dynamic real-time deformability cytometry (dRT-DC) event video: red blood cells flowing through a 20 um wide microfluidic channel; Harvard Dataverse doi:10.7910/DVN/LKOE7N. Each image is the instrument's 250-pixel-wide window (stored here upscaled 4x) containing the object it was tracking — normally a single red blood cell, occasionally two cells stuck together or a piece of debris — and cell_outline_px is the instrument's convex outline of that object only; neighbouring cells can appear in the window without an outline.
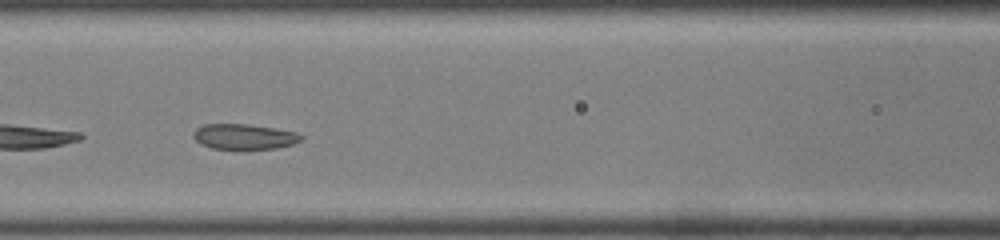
{"species": "common noctule bat (a hibernating species)", "species_latin": "Nyctalus noctula", "temperature_condition": "room temperature", "stored_images_in_passage": 33, "camera_frame_rate_fps": 3000, "um_per_image_px": 0.085, "animal": {"sex": "male", "body_mass_g": 19.0, "forearm_length_mm": 50.8}, "frame": {"image": 1, "passage_image": 13, "time_ms": 4.0, "image_size_px": [1000, 240], "cell_outline_px": [[304, 136], [300, 140], [292, 144], [276, 148], [212, 148], [200, 144], [192, 136], [192, 132], [196, 128], [204, 124], [248, 124], [296, 132]], "centroid_in_image_um": [20.71, 11.6], "position_along_channel_um": 145.9, "area_um2": 15.66}}
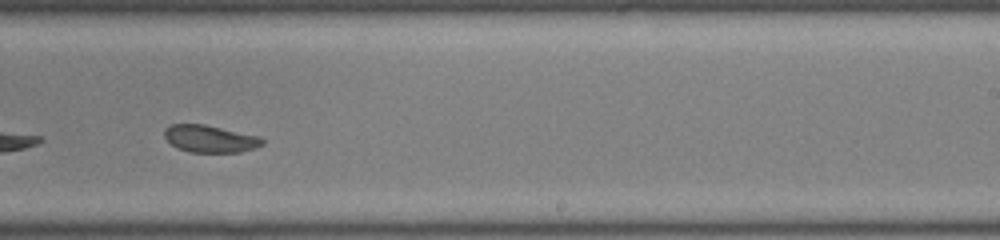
{"frame": {"image": 2, "passage_image": 22, "time_ms": 7.0, "image_size_px": [1000, 240], "cell_outline_px": [[264, 144], [256, 148], [240, 152], [188, 152], [172, 144], [164, 136], [164, 128], [172, 124], [204, 124], [260, 136], [264, 140]], "centroid_in_image_um": [17.89, 11.79], "position_along_channel_um": 271.1, "area_um2": 15.55}}
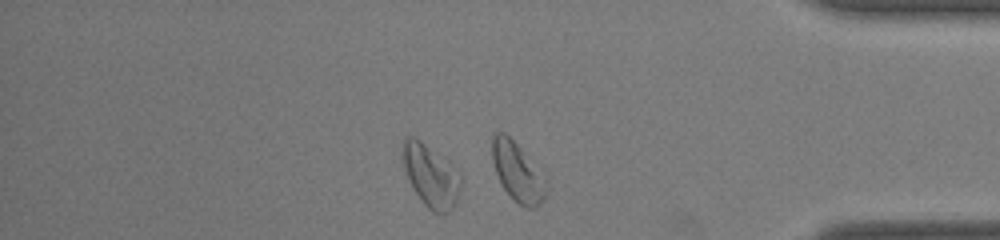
{"frame": {"image": 3, "passage_image": 32, "time_ms": 10.333, "image_size_px": [1000, 240], "cell_outline_px": [[460, 184], [456, 200], [452, 208], [448, 212], [436, 212], [428, 208], [424, 204], [416, 192], [404, 168], [404, 140], [408, 136], [412, 136], [420, 140], [460, 180]], "centroid_in_image_um": [36.55, 15.0], "position_along_channel_um": 398.6, "area_um2": 18.9}, "authors_computed_cell_mechanics": {"area_um2": 16.4152, "velocity_mm_per_s": 4.1953, "shape_relaxation_time_tau1_ms": 8.3867, "shape_relaxation_time_tau2_ms": 1.5084, "deformation_change_tau1": 0.1361, "deformation_change_tau2": 0.0701}}